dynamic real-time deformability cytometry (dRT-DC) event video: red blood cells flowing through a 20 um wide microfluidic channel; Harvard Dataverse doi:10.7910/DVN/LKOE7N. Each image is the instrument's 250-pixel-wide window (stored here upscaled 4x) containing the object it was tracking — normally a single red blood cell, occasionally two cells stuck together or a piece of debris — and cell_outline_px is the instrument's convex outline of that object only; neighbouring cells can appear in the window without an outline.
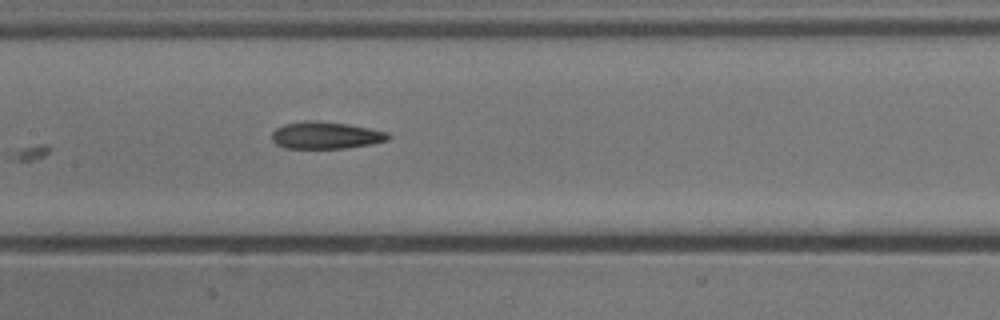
{"species": "common noctule bat (a hibernating species)", "species_latin": "Nyctalus noctula", "temperature_condition": "cold", "stored_images_in_passage": 7, "camera_frame_rate_fps": 3000, "um_per_image_px": 0.085, "animal": {"sex": "male", "body_mass_g": 13.3}, "frame": {"image": 1, "passage_image": 7, "time_ms": 2.0, "image_size_px": [1000, 320], "cell_outline_px": [[392, 136], [388, 140], [368, 144], [344, 148], [284, 148], [276, 144], [272, 140], [272, 132], [276, 128], [284, 124], [304, 120], [316, 120], [348, 124], [388, 132]], "centroid_in_image_um": [27.66, 11.49], "position_along_channel_um": 179.7, "area_um2": 18.38}}